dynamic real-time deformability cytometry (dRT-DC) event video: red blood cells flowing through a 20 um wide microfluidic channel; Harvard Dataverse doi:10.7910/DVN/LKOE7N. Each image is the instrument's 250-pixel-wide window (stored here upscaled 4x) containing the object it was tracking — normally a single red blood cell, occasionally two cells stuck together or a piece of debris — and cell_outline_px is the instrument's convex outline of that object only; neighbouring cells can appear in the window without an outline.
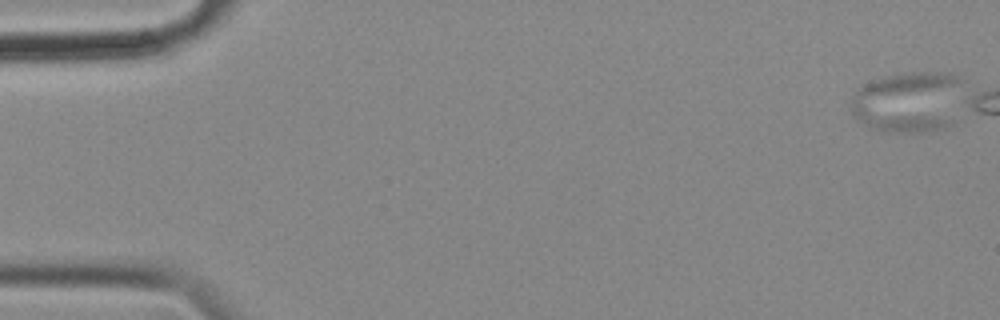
{"species": "common noctule bat (a hibernating species)", "species_latin": "Nyctalus noctula", "temperature_condition": "cold", "stored_images_in_passage": 8, "camera_frame_rate_fps": 3000, "um_per_image_px": 0.085, "animal": {"sex": "female", "body_mass_g": 18.4}, "frame": {"image": 1, "passage_image": 2, "time_ms": 0.333, "image_size_px": [1000, 320], "cell_outline_px": [[960, 80], [944, 124], [936, 128], [900, 132], [872, 128], [856, 120], [852, 116], [852, 108], [856, 92], [860, 88], [876, 80], [888, 76], [920, 72], [952, 72], [960, 76]], "centroid_in_image_um": [77.04, 8.61], "position_along_channel_um": 8.0, "area_um2": 36.93}}